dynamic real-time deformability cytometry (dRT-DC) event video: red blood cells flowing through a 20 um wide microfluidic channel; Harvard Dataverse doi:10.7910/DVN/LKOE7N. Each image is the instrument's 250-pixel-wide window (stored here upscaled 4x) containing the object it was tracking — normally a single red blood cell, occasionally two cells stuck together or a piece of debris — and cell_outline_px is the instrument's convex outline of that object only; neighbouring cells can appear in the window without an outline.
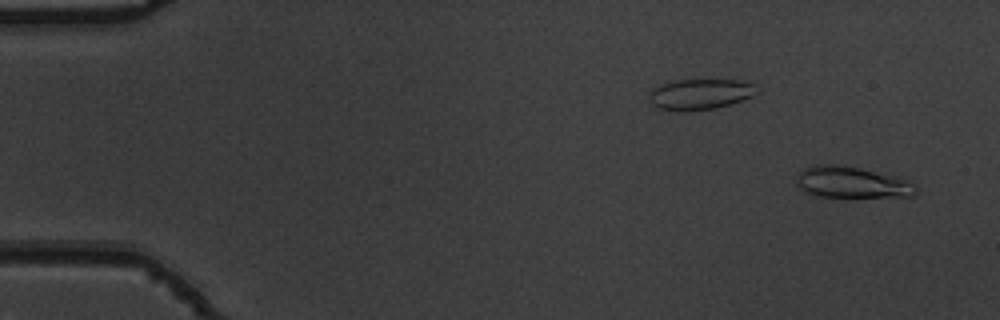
{"species": "common noctule bat (a hibernating species)", "species_latin": "Nyctalus noctula", "temperature_condition": "warm", "stored_images_in_passage": 52, "camera_frame_rate_fps": 3000, "um_per_image_px": 0.085, "animal": {"sex": "male", "body_mass_g": 19.5, "forearm_length_mm": 54.6}, "frame": {"image": 1, "passage_image": 2, "time_ms": 0.333, "image_size_px": [1000, 320], "cell_outline_px": [[916, 192], [912, 196], [852, 200], [816, 196], [804, 192], [796, 184], [796, 180], [800, 172], [804, 168], [816, 164], [840, 164], [860, 168], [892, 176], [916, 184]], "centroid_in_image_um": [72.38, 15.56], "position_along_channel_um": 12.6, "area_um2": 22.83}}
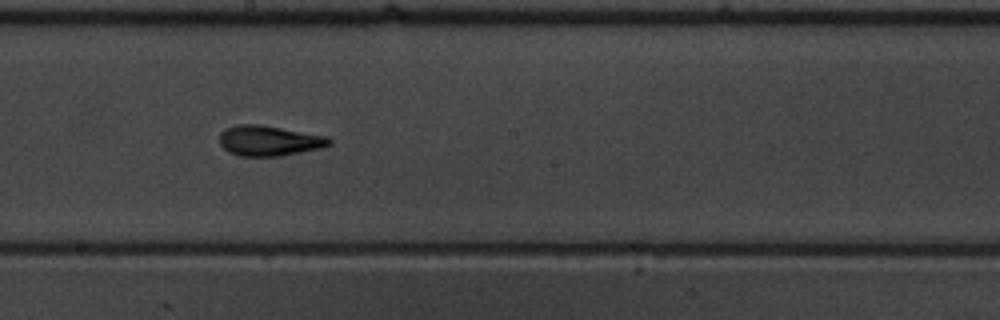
{"frame": {"image": 2, "passage_image": 29, "time_ms": 9.333, "image_size_px": [1000, 320], "cell_outline_px": [[332, 144], [320, 148], [280, 156], [240, 156], [228, 152], [220, 144], [220, 132], [224, 128], [236, 124], [260, 124], [328, 136], [332, 140]], "centroid_in_image_um": [22.86, 11.95], "position_along_channel_um": 225.3, "area_um2": 19.54}}
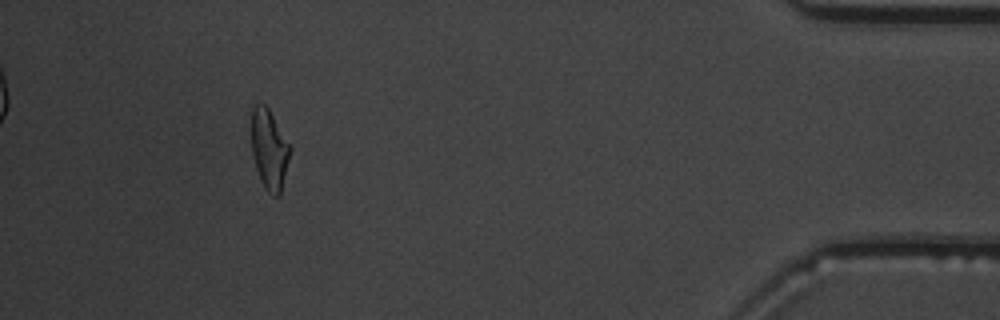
{"frame": {"image": 3, "passage_image": 48, "time_ms": 15.667, "image_size_px": [1000, 320], "cell_outline_px": [[292, 148], [280, 196], [276, 196], [268, 192], [264, 188], [256, 168], [252, 152], [252, 108], [256, 104], [264, 104], [268, 108]], "centroid_in_image_um": [22.9, 12.72], "position_along_channel_um": 412.3, "area_um2": 17.86}, "authors_computed_cell_mechanics": {"area_um2": 18.8717, "velocity_mm_per_s": 3.8362, "shape_relaxation_time_tau1_ms": 7.9741, "shape_relaxation_time_tau2_ms": 2.031, "deformation_change_tau1": 0.2718, "deformation_change_tau2": 0.1021}}